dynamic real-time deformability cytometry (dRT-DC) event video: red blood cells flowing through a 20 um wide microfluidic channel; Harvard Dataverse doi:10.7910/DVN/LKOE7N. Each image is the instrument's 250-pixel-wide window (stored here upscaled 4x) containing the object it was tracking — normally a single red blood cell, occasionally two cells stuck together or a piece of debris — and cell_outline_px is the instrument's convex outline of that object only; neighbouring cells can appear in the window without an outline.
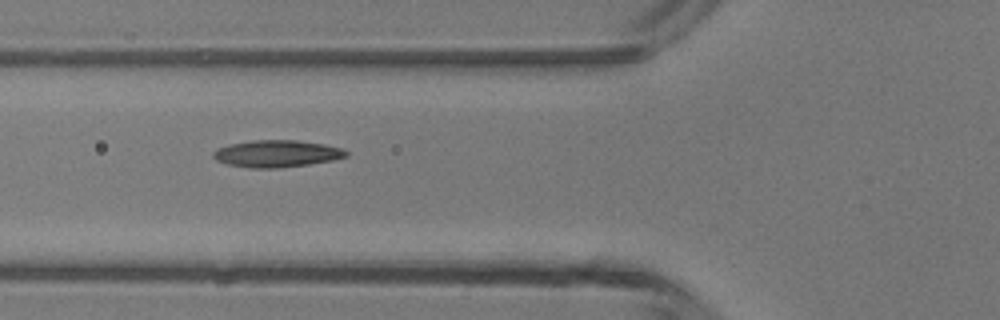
{"species": "common noctule bat (a hibernating species)", "species_latin": "Nyctalus noctula", "temperature_condition": "room temperature", "stored_images_in_passage": 4, "camera_frame_rate_fps": 3000, "um_per_image_px": 0.085, "animal": {"sex": "male", "body_mass_g": 13.3}, "frame": {"image": 1, "passage_image": 3, "time_ms": 2.333, "image_size_px": [1000, 320], "cell_outline_px": [[348, 156], [332, 160], [308, 164], [280, 168], [248, 168], [228, 164], [216, 160], [212, 156], [212, 152], [228, 144], [252, 140], [296, 140], [324, 144], [340, 148], [348, 152]], "centroid_in_image_um": [23.5, 13.06], "position_along_channel_um": 102.3, "area_um2": 20.87}}
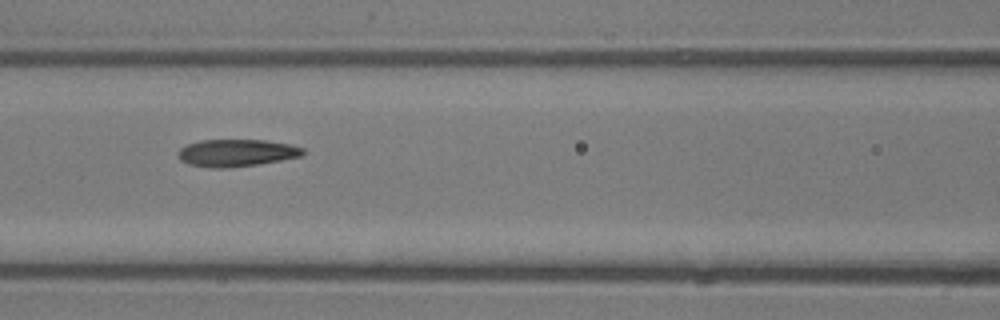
{"frame": {"image": 2, "passage_image": 4, "time_ms": 3.333, "image_size_px": [1000, 320], "cell_outline_px": [[304, 156], [256, 164], [224, 168], [212, 168], [188, 164], [180, 160], [180, 148], [188, 144], [200, 140], [264, 140], [288, 144], [304, 148]], "centroid_in_image_um": [20.12, 12.99], "position_along_channel_um": 146.5, "area_um2": 19.59}}